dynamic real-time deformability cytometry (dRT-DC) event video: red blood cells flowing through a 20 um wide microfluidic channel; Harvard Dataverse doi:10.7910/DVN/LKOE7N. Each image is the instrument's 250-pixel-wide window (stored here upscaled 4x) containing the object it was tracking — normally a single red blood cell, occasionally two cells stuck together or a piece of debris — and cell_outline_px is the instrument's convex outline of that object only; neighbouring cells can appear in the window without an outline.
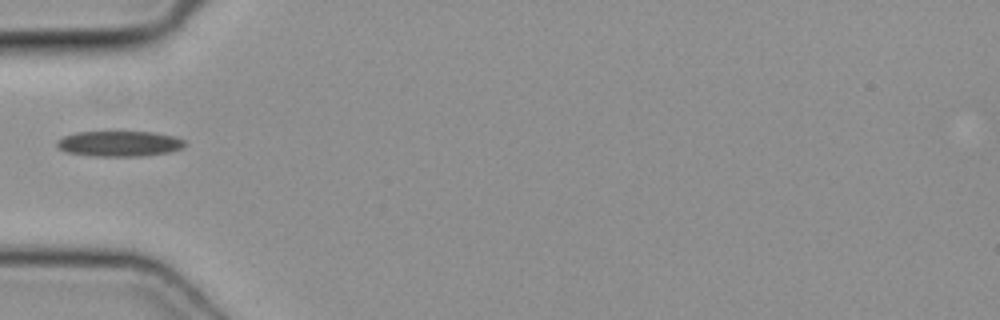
{"species": "common noctule bat (a hibernating species)", "species_latin": "Nyctalus noctula", "temperature_condition": "cold", "stored_images_in_passage": 34, "camera_frame_rate_fps": 3000, "um_per_image_px": 0.085, "animal": {"sex": "female", "body_mass_g": 19.3, "forearm_length_mm": 54.1}, "frame": {"image": 1, "passage_image": 1, "time_ms": 0.0, "image_size_px": [1000, 320], "cell_outline_px": [[188, 144], [180, 148], [168, 152], [140, 156], [96, 156], [68, 152], [60, 148], [56, 144], [56, 140], [64, 136], [76, 132], [116, 128], [120, 128], [152, 132], [176, 136], [184, 140]], "centroid_in_image_um": [10.15, 12.14], "position_along_channel_um": 74.9, "area_um2": 20.0}}
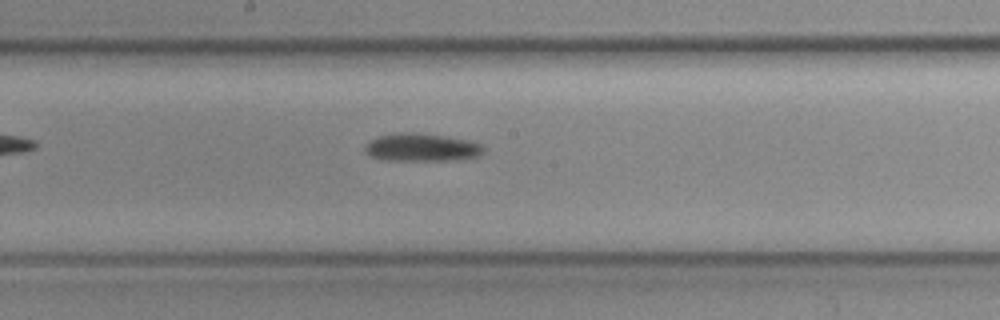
{"frame": {"image": 2, "passage_image": 11, "time_ms": 3.333, "image_size_px": [1000, 320], "cell_outline_px": [[484, 152], [480, 156], [460, 160], [384, 160], [372, 156], [364, 152], [364, 144], [380, 136], [400, 132], [416, 132], [444, 136], [468, 140], [484, 144]], "centroid_in_image_um": [35.88, 12.53], "position_along_channel_um": 212.3, "area_um2": 19.48}}
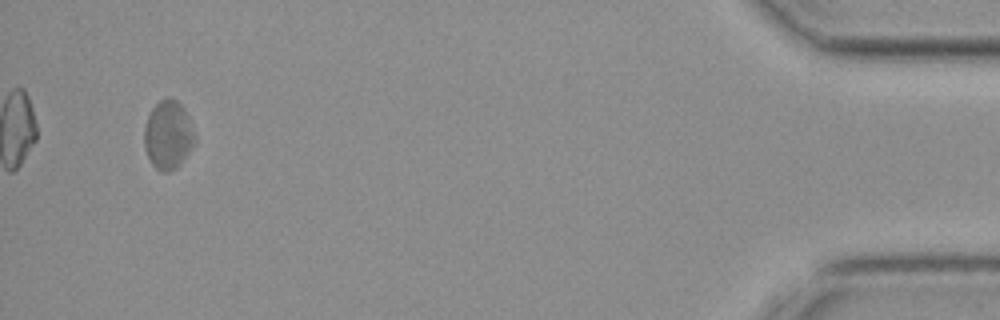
{"frame": {"image": 3, "passage_image": 32, "time_ms": 10.333, "image_size_px": [1000, 320], "cell_outline_px": [[196, 140], [188, 152], [176, 168], [168, 172], [164, 172], [156, 168], [152, 164], [148, 156], [144, 144], [144, 124], [152, 108], [160, 100], [168, 96], [176, 100], [184, 108], [188, 116], [196, 136]], "centroid_in_image_um": [14.28, 11.44], "position_along_channel_um": 420.9, "area_um2": 20.11}}